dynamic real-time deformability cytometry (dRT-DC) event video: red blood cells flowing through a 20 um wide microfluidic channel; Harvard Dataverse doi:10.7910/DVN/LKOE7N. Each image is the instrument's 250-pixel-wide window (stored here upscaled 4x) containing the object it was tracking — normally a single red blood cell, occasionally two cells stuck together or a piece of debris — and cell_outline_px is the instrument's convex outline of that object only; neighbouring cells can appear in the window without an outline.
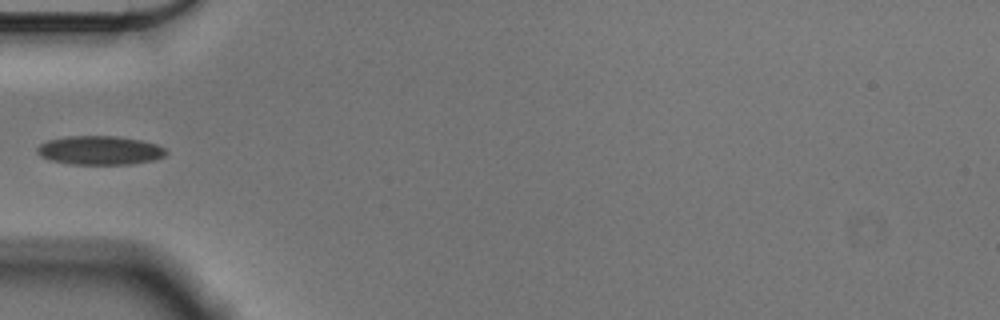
{"species": "Egyptian fruit bat (a non-hibernating species)", "species_latin": "Rousettus aegyptiacus", "temperature_condition": "cold", "stored_images_in_passage": 38, "camera_frame_rate_fps": 3000, "um_per_image_px": 0.085, "animal": {"sex": "male"}, "frame": {"image": 1, "passage_image": 1, "time_ms": 0.0, "image_size_px": [1000, 320], "cell_outline_px": [[168, 152], [164, 156], [152, 160], [132, 164], [68, 164], [52, 160], [40, 156], [36, 152], [36, 148], [40, 144], [48, 140], [68, 136], [116, 136], [140, 140], [156, 144], [164, 148]], "centroid_in_image_um": [8.46, 12.78], "position_along_channel_um": 76.5, "area_um2": 21.62}}
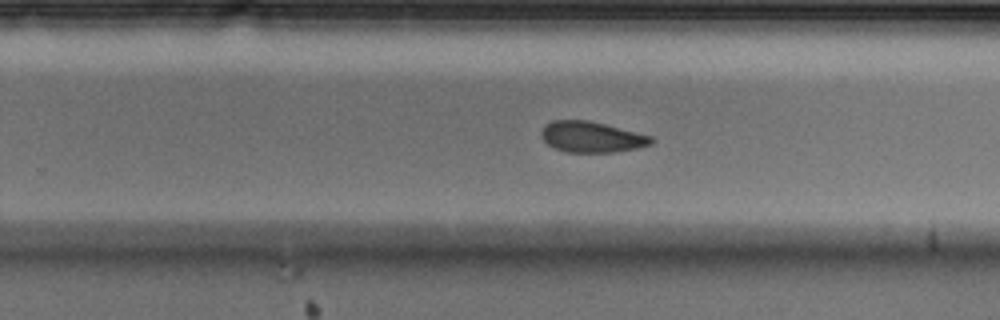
{"frame": {"image": 2, "passage_image": 18, "time_ms": 5.667, "image_size_px": [1000, 320], "cell_outline_px": [[656, 140], [652, 144], [636, 148], [616, 152], [564, 152], [552, 148], [540, 136], [540, 132], [544, 124], [552, 120], [588, 120], [652, 136]], "centroid_in_image_um": [50.25, 11.64], "position_along_channel_um": 279.5, "area_um2": 19.94}}
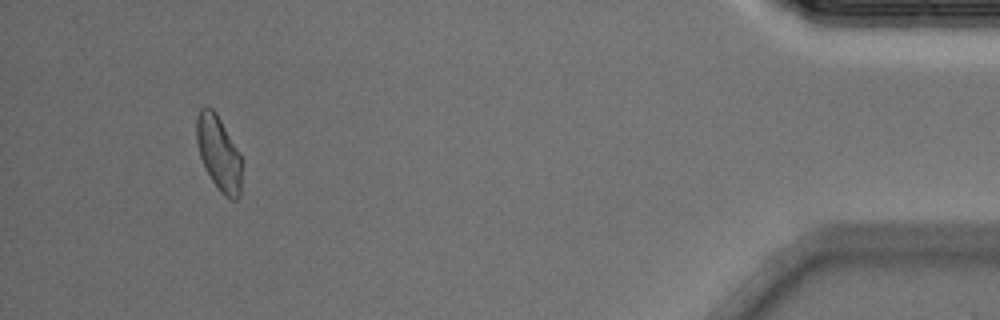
{"frame": {"image": 3, "passage_image": 35, "time_ms": 11.333, "image_size_px": [1000, 320], "cell_outline_px": [[240, 196], [236, 200], [232, 200], [224, 196], [220, 192], [212, 180], [200, 156], [196, 140], [196, 116], [200, 108], [204, 104], [208, 104], [216, 112], [240, 156]], "centroid_in_image_um": [18.55, 12.98], "position_along_channel_um": 416.7, "area_um2": 19.36}}